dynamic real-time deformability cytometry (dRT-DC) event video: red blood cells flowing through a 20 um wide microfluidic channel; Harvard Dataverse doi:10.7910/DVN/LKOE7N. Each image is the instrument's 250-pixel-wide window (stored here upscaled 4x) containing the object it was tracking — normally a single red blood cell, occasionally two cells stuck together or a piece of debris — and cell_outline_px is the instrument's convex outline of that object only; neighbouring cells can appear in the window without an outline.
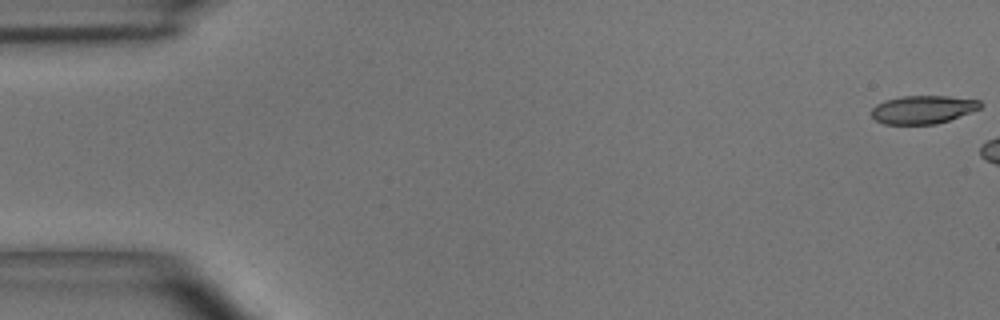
{"species": "common noctule bat (a hibernating species)", "species_latin": "Nyctalus noctula", "temperature_condition": "room temperature", "stored_images_in_passage": 6, "camera_frame_rate_fps": 3000, "um_per_image_px": 0.085, "animal": {"sex": "male", "body_mass_g": 15.6}, "frame": {"image": 1, "passage_image": 1, "time_ms": 0.0, "image_size_px": [1000, 320], "cell_outline_px": [[984, 104], [980, 108], [948, 120], [936, 124], [884, 124], [876, 120], [872, 116], [872, 108], [876, 104], [884, 100], [900, 96], [948, 96], [980, 100]], "centroid_in_image_um": [78.43, 9.3], "position_along_channel_um": 6.6, "area_um2": 17.86}}